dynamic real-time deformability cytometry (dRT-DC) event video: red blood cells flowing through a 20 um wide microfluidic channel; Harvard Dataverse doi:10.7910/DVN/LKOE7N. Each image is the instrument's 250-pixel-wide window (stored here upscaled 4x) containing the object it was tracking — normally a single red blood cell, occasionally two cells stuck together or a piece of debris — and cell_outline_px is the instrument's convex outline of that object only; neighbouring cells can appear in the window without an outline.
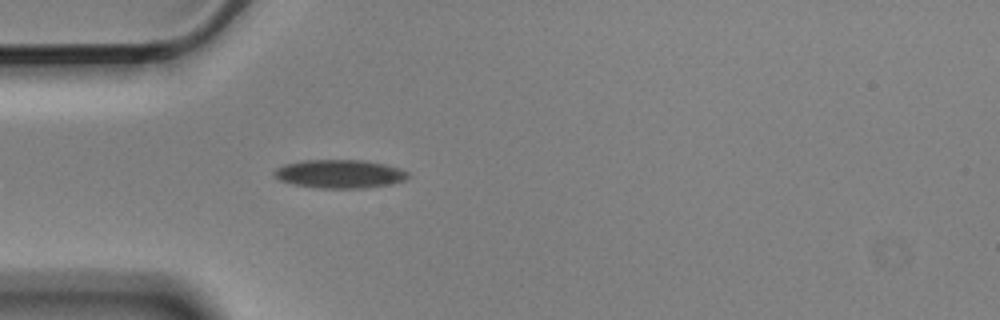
{"species": "Egyptian fruit bat (a non-hibernating species)", "species_latin": "Rousettus aegyptiacus", "temperature_condition": "cold", "stored_images_in_passage": 41, "camera_frame_rate_fps": 3000, "um_per_image_px": 0.085, "animal": {"sex": "male"}, "frame": {"image": 1, "passage_image": 1, "time_ms": 0.0, "image_size_px": [1000, 320], "cell_outline_px": [[408, 176], [404, 180], [392, 184], [368, 188], [320, 188], [292, 184], [280, 180], [272, 176], [272, 172], [276, 168], [284, 164], [304, 160], [360, 160], [384, 164], [400, 168], [408, 172]], "centroid_in_image_um": [28.84, 14.78], "position_along_channel_um": 56.2, "area_um2": 22.31}}
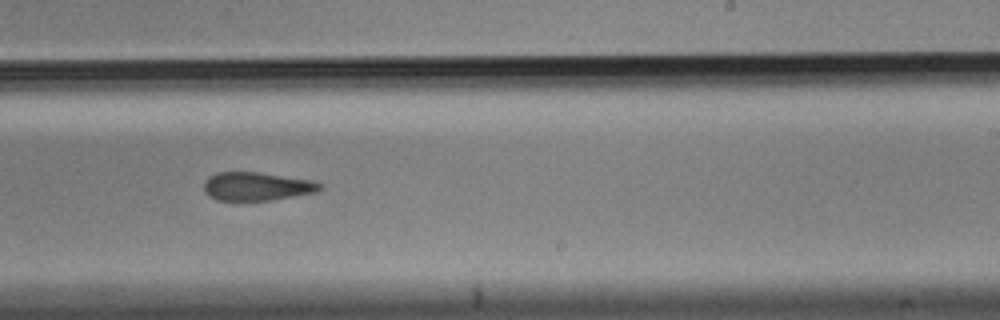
{"frame": {"image": 2, "passage_image": 19, "time_ms": 6.0, "image_size_px": [1000, 320], "cell_outline_px": [[324, 188], [316, 192], [268, 200], [216, 200], [204, 192], [204, 180], [208, 176], [216, 172], [260, 172], [312, 180], [324, 184]], "centroid_in_image_um": [21.82, 15.82], "position_along_channel_um": 267.2, "area_um2": 19.31}}
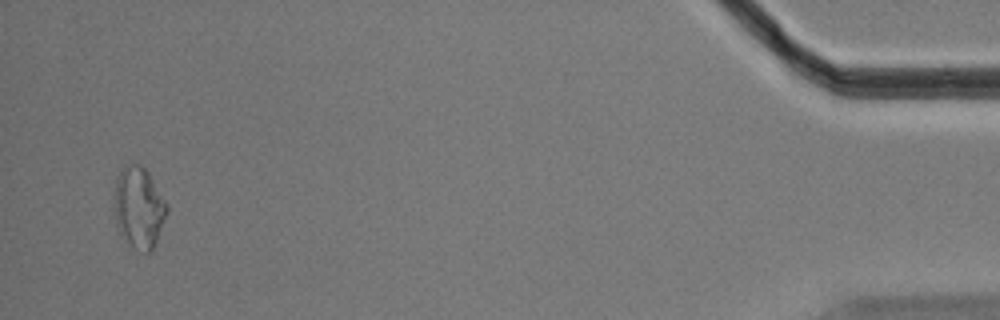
{"frame": {"image": 3, "passage_image": 39, "time_ms": 12.667, "image_size_px": [1000, 320], "cell_outline_px": [[168, 212], [156, 240], [152, 248], [148, 252], [144, 252], [120, 236], [116, 224], [116, 180], [120, 172], [132, 164], [140, 164], [148, 172], [168, 204]], "centroid_in_image_um": [11.84, 17.64], "position_along_channel_um": 423.4, "area_um2": 24.1}, "authors_computed_cell_mechanics": {"area_um2": 20.9236, "velocity_mm_per_s": 3.5886, "shape_relaxation_time_tau1_ms": null, "shape_relaxation_time_tau2_ms": 6.2565, "deformation_change_tau1": null, "deformation_change_tau2": 0.1709}}